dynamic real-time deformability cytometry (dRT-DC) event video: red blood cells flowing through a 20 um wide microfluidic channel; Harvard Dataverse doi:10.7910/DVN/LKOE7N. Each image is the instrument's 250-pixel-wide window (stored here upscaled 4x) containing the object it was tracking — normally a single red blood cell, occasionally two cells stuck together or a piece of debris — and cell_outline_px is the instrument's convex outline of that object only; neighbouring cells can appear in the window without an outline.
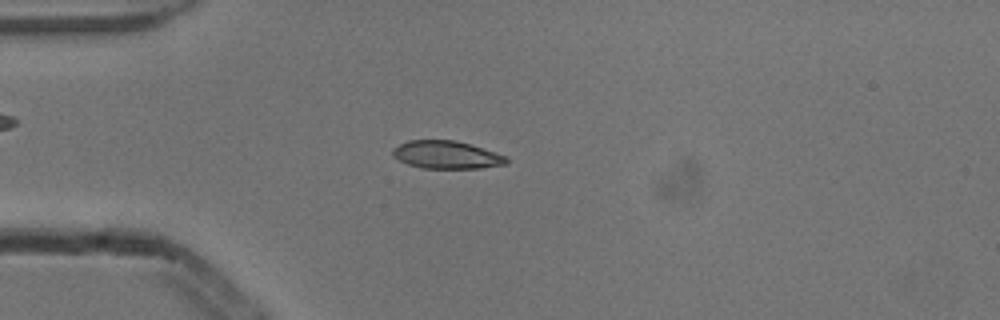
{"species": "common noctule bat (a hibernating species)", "species_latin": "Nyctalus noctula", "temperature_condition": "cold", "stored_images_in_passage": 5, "camera_frame_rate_fps": 3000, "um_per_image_px": 0.085, "animal": {"sex": "male", "body_mass_g": 13.3}, "frame": {"image": 1, "passage_image": 4, "time_ms": 1.0, "image_size_px": [1000, 320], "cell_outline_px": [[508, 164], [480, 168], [424, 168], [408, 164], [392, 156], [392, 148], [408, 140], [456, 140], [508, 156]], "centroid_in_image_um": [37.97, 13.16], "position_along_channel_um": 47.0, "area_um2": 18.44}}